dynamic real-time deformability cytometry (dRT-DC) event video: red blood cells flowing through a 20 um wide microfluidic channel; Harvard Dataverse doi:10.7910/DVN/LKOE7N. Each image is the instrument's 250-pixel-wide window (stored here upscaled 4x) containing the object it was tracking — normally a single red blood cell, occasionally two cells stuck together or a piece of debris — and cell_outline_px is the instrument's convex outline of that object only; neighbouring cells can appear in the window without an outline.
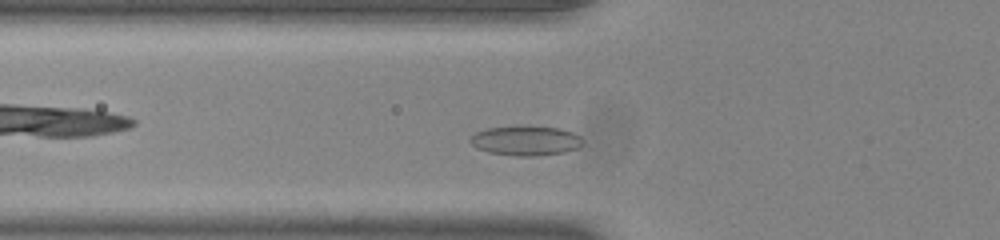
{"species": "common noctule bat (a hibernating species)", "species_latin": "Nyctalus noctula", "temperature_condition": "room temperature", "stored_images_in_passage": 42, "camera_frame_rate_fps": 3000, "um_per_image_px": 0.085, "animal": {"sex": "male", "body_mass_g": 20.0, "forearm_length_mm": 53.3}, "frame": {"image": 1, "passage_image": 8, "time_ms": 2.333, "image_size_px": [1000, 240], "cell_outline_px": [[580, 144], [576, 148], [564, 152], [536, 156], [516, 156], [488, 152], [476, 148], [468, 140], [476, 132], [488, 128], [516, 124], [560, 128], [572, 132], [580, 136]], "centroid_in_image_um": [44.63, 11.93], "position_along_channel_um": 81.2, "area_um2": 19.71}}
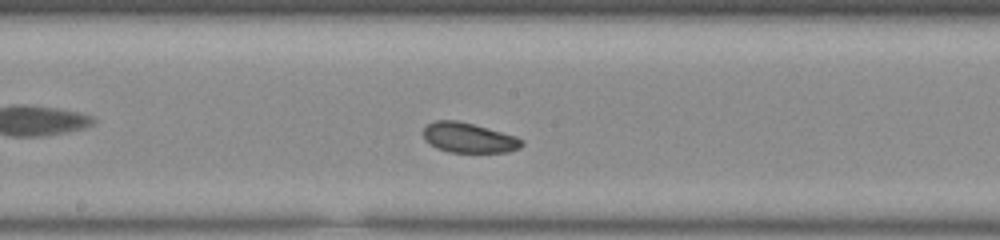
{"frame": {"image": 2, "passage_image": 18, "time_ms": 5.667, "image_size_px": [1000, 240], "cell_outline_px": [[524, 144], [520, 148], [508, 152], [448, 152], [436, 148], [424, 140], [424, 128], [428, 124], [436, 120], [456, 120], [472, 124], [516, 136], [524, 140]], "centroid_in_image_um": [39.85, 11.72], "position_along_channel_um": 208.4, "area_um2": 17.17}}
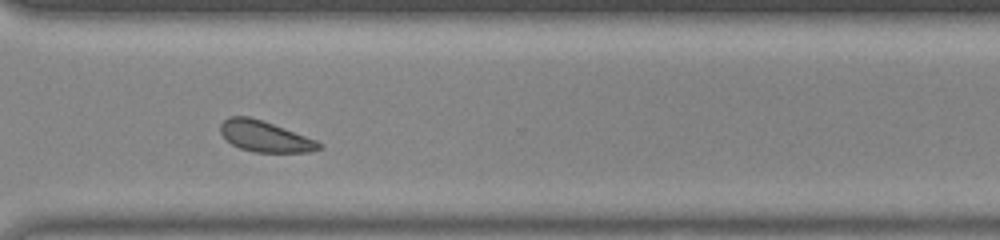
{"frame": {"image": 3, "passage_image": 29, "time_ms": 9.333, "image_size_px": [1000, 240], "cell_outline_px": [[324, 148], [312, 152], [256, 152], [240, 148], [232, 144], [220, 132], [220, 124], [228, 116], [248, 116], [272, 124], [316, 140], [324, 144]], "centroid_in_image_um": [22.55, 11.6], "position_along_channel_um": 348.1, "area_um2": 17.57}, "authors_computed_cell_mechanics": {"area_um2": 17.9758, "velocity_mm_per_s": 3.8059, "shape_relaxation_time_tau1_ms": null, "shape_relaxation_time_tau2_ms": 7.5791, "deformation_change_tau1": null, "deformation_change_tau2": 0.1625}}